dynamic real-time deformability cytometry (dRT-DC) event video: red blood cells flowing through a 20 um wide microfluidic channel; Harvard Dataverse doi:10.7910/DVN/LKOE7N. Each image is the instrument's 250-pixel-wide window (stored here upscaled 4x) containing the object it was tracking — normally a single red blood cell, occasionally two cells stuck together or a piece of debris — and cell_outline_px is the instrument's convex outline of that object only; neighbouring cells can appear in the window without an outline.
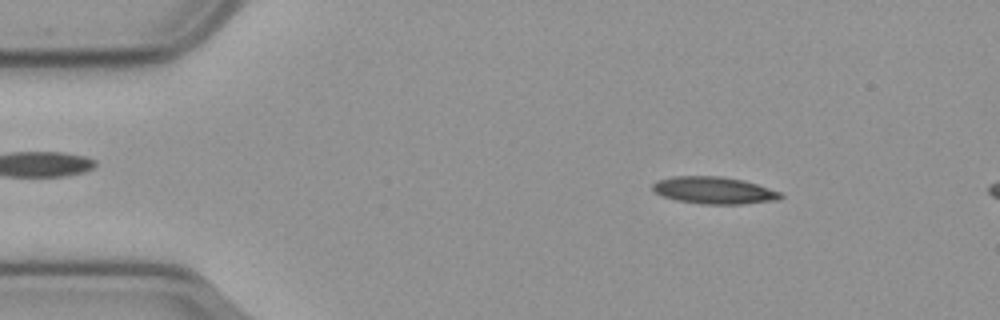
{"species": "common noctule bat (a hibernating species)", "species_latin": "Nyctalus noctula", "temperature_condition": "cold", "stored_images_in_passage": 15, "camera_frame_rate_fps": 3000, "um_per_image_px": 0.085, "animal": {"sex": "male", "body_mass_g": 23.1, "forearm_length_mm": 52.7}, "frame": {"image": 1, "passage_image": 7, "time_ms": 2.0, "image_size_px": [1000, 320], "cell_outline_px": [[784, 196], [780, 200], [744, 204], [700, 204], [676, 200], [660, 196], [652, 192], [652, 184], [656, 180], [676, 176], [720, 176], [744, 180], [780, 192]], "centroid_in_image_um": [60.65, 16.19], "position_along_channel_um": 24.3, "area_um2": 20.46}}